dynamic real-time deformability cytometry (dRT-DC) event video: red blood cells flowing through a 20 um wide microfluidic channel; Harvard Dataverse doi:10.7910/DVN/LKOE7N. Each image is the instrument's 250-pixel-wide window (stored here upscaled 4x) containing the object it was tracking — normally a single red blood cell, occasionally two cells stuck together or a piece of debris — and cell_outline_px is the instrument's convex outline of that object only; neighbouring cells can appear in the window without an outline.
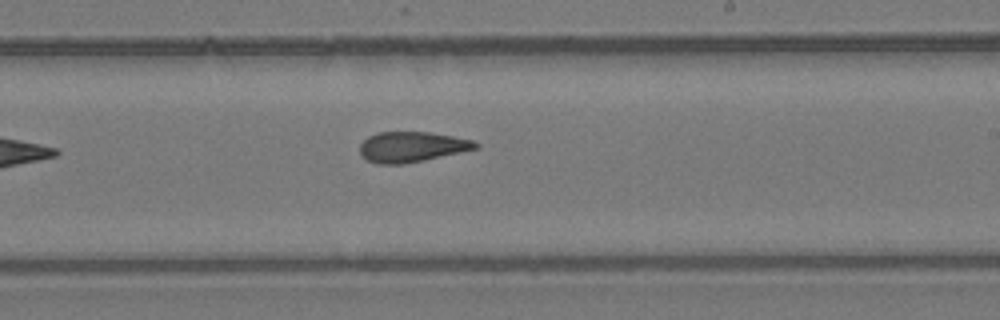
{"species": "common noctule bat (a hibernating species)", "species_latin": "Nyctalus noctula", "temperature_condition": "room temperature", "stored_images_in_passage": 7, "camera_frame_rate_fps": 3000, "um_per_image_px": 0.085, "animal": {"sex": "female", "body_mass_g": 24.6, "forearm_length_mm": 56.2}, "frame": {"image": 1, "passage_image": 7, "time_ms": 7.0, "image_size_px": [1000, 320], "cell_outline_px": [[480, 148], [424, 160], [404, 164], [376, 164], [360, 156], [360, 144], [368, 136], [376, 132], [432, 132], [472, 140], [480, 144]], "centroid_in_image_um": [34.99, 12.48], "position_along_channel_um": 254.0, "area_um2": 20.63}}